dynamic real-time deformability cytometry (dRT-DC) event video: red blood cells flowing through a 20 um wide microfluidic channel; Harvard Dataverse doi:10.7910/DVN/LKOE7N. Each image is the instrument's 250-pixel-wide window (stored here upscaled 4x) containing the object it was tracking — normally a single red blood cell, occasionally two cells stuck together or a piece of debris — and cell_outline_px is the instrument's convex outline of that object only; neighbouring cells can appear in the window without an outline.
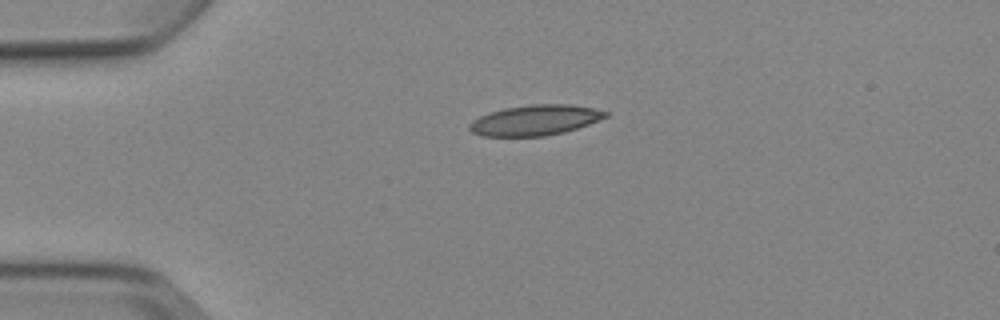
{"species": "Egyptian fruit bat (a non-hibernating species)", "species_latin": "Rousettus aegyptiacus", "temperature_condition": "cold", "stored_images_in_passage": 3, "camera_frame_rate_fps": 3000, "um_per_image_px": 0.085, "animal": {"sex": "female"}, "frame": {"image": 1, "passage_image": 1, "time_ms": 0.0, "image_size_px": [1000, 320], "cell_outline_px": [[612, 112], [608, 116], [588, 124], [564, 132], [544, 136], [480, 136], [472, 132], [468, 128], [468, 124], [472, 120], [488, 112], [504, 108], [528, 104], [568, 104], [592, 108]], "centroid_in_image_um": [45.46, 10.21], "position_along_channel_um": 39.5, "area_um2": 24.22}}
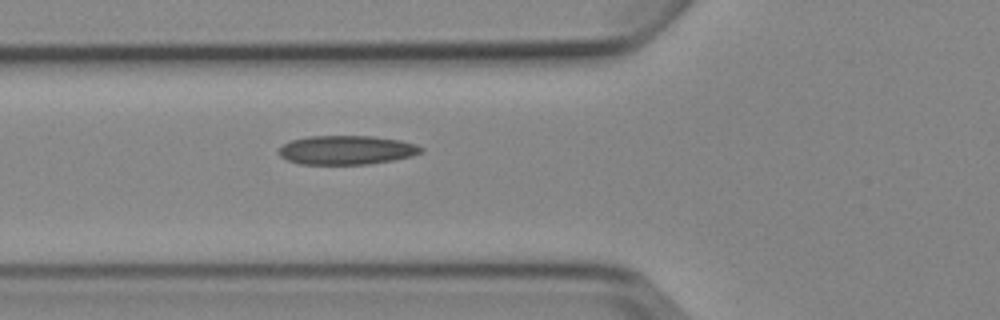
{"frame": {"image": 2, "passage_image": 3, "time_ms": 2.333, "image_size_px": [1000, 320], "cell_outline_px": [[424, 152], [412, 156], [392, 160], [368, 164], [300, 164], [288, 160], [280, 156], [276, 152], [284, 144], [292, 140], [308, 136], [372, 136], [400, 140], [416, 144], [424, 148]], "centroid_in_image_um": [29.47, 12.75], "position_along_channel_um": 96.3, "area_um2": 24.1}}